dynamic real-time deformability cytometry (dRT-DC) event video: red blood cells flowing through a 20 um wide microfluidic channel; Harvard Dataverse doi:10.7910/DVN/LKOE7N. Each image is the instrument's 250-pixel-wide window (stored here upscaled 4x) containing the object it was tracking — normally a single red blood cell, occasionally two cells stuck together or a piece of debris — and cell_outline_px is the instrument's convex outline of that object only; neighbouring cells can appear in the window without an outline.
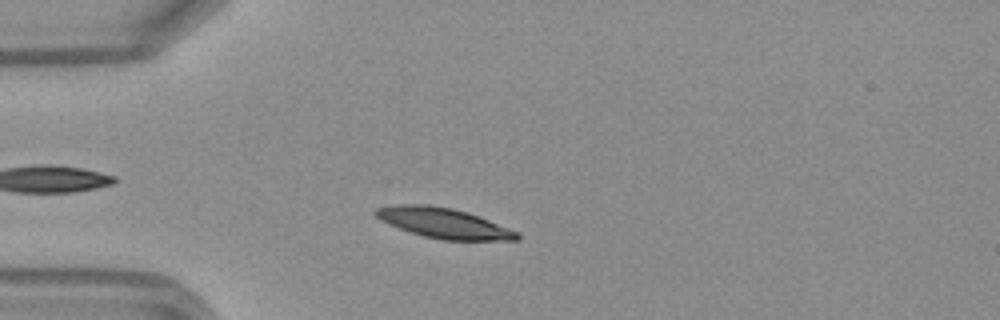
{"species": "Egyptian fruit bat (a non-hibernating species)", "species_latin": "Rousettus aegyptiacus", "temperature_condition": "warm", "stored_images_in_passage": 39, "camera_frame_rate_fps": 3000, "um_per_image_px": 0.085, "frame": {"image": 1, "passage_image": 3, "time_ms": 0.667, "image_size_px": [1000, 320], "cell_outline_px": [[520, 240], [440, 240], [424, 236], [388, 224], [380, 220], [372, 212], [376, 208], [396, 204], [428, 204], [452, 208], [468, 212], [480, 216], [520, 232]], "centroid_in_image_um": [37.74, 18.95], "position_along_channel_um": 47.3, "area_um2": 25.09}}
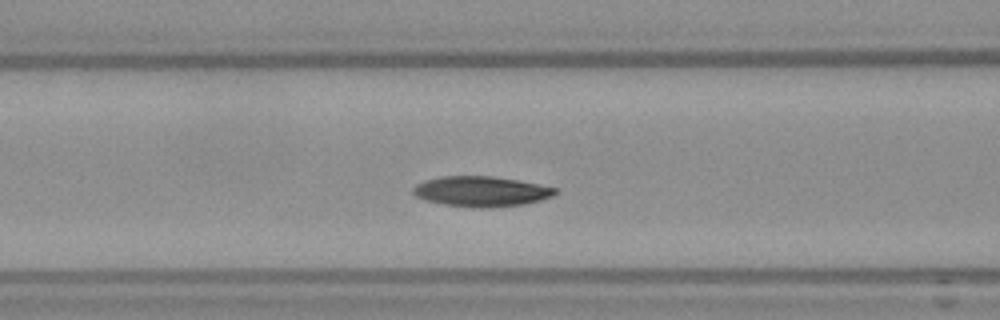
{"frame": {"image": 2, "passage_image": 10, "time_ms": 3.0, "image_size_px": [1000, 320], "cell_outline_px": [[560, 192], [552, 196], [540, 200], [524, 204], [492, 208], [476, 208], [444, 204], [424, 200], [416, 196], [412, 192], [412, 188], [416, 184], [424, 180], [440, 176], [492, 176], [520, 180], [556, 188]], "centroid_in_image_um": [40.9, 16.27], "position_along_channel_um": 125.7, "area_um2": 25.32}}
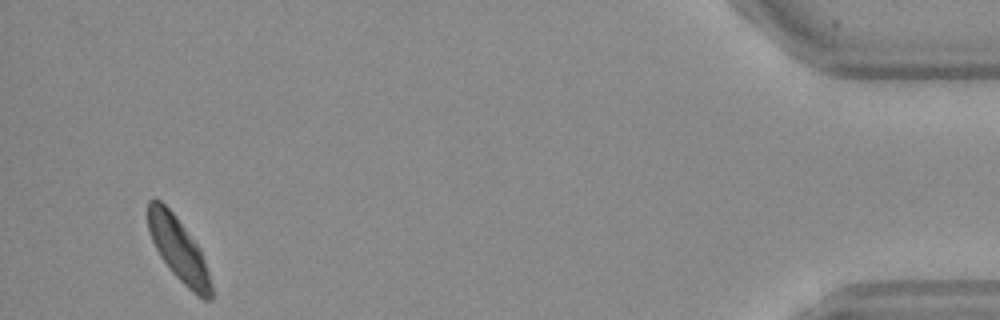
{"frame": {"image": 3, "passage_image": 37, "time_ms": 12.0, "image_size_px": [1000, 320], "cell_outline_px": [[212, 300], [204, 300], [196, 296], [172, 272], [160, 256], [148, 232], [148, 200], [160, 200], [176, 216], [200, 248], [212, 284]], "centroid_in_image_um": [15.19, 21.23], "position_along_channel_um": 420.0, "area_um2": 23.18}, "authors_computed_cell_mechanics": {"area_um2": 24.4494, "velocity_mm_per_s": 4.1066, "shape_relaxation_time_tau1_ms": 2.1271, "shape_relaxation_time_tau2_ms": 6.9557, "deformation_change_tau1": 0.1014, "deformation_change_tau2": 0.1249}}